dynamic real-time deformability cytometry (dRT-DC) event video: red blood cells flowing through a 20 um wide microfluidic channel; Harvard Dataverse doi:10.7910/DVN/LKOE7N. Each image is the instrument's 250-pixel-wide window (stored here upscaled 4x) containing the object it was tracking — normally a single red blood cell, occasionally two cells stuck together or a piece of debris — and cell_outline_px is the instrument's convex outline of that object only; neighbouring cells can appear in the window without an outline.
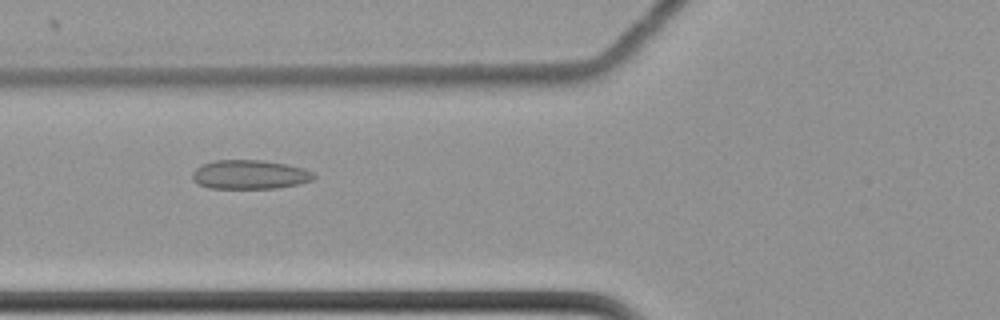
{"species": "common noctule bat (a hibernating species)", "species_latin": "Nyctalus noctula", "temperature_condition": "cold", "stored_images_in_passage": 60, "camera_frame_rate_fps": 3000, "um_per_image_px": 0.085, "animal": {"sex": "female", "body_mass_g": 22.7, "forearm_length_mm": 54.2}, "frame": {"image": 1, "passage_image": 24, "time_ms": 7.667, "image_size_px": [1000, 320], "cell_outline_px": [[316, 176], [312, 180], [300, 184], [276, 188], [208, 188], [192, 180], [192, 172], [200, 164], [216, 160], [264, 160], [304, 168], [312, 172]], "centroid_in_image_um": [21.21, 14.83], "position_along_channel_um": 104.6, "area_um2": 20.63}}
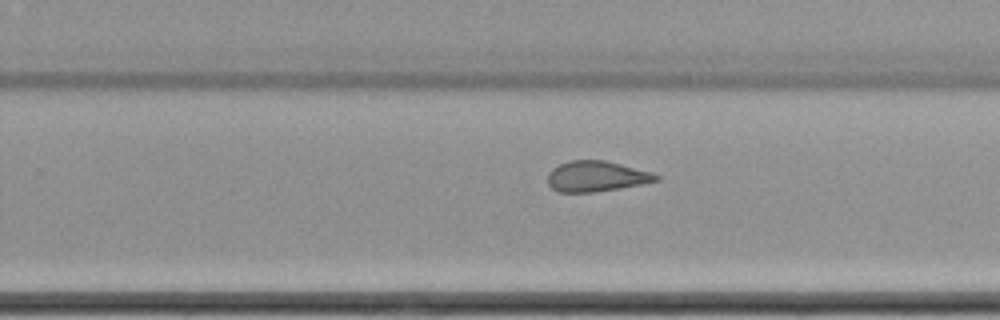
{"frame": {"image": 2, "passage_image": 39, "time_ms": 12.667, "image_size_px": [1000, 320], "cell_outline_px": [[660, 180], [640, 184], [592, 192], [556, 192], [548, 184], [548, 172], [552, 168], [568, 160], [604, 160], [652, 172], [660, 176]], "centroid_in_image_um": [50.66, 14.98], "position_along_channel_um": 279.1, "area_um2": 19.19}}
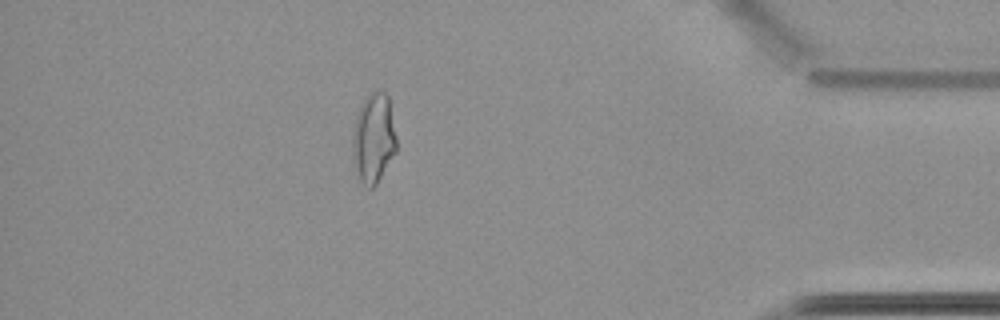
{"frame": {"image": 3, "passage_image": 53, "time_ms": 17.333, "image_size_px": [1000, 320], "cell_outline_px": [[396, 152], [376, 184], [372, 188], [368, 188], [356, 176], [352, 160], [352, 132], [356, 116], [360, 104], [368, 92], [380, 88], [388, 96], [396, 136]], "centroid_in_image_um": [31.72, 11.72], "position_along_channel_um": 403.5, "area_um2": 23.47}, "authors_computed_cell_mechanics": {"area_um2": 22.3397, "velocity_mm_per_s": 3.4952, "shape_relaxation_time_tau1_ms": 10.5948, "shape_relaxation_time_tau2_ms": 2.8435, "deformation_change_tau1": 0.1265, "deformation_change_tau2": 0.1027}}